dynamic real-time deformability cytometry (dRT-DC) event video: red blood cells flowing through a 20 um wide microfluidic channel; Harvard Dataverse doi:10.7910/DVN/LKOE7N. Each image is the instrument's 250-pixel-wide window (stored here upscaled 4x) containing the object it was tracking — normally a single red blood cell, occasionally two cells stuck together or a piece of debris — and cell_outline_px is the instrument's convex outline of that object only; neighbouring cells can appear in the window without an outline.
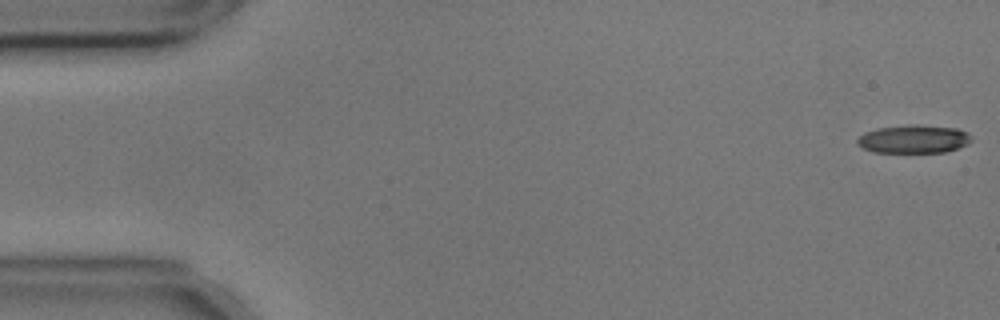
{"species": "common noctule bat (a hibernating species)", "species_latin": "Nyctalus noctula", "temperature_condition": "cold", "stored_images_in_passage": 48, "camera_frame_rate_fps": 3000, "um_per_image_px": 0.085, "animal": {"sex": "male", "body_mass_g": 17.9, "forearm_length_mm": 54.2}, "frame": {"image": 1, "passage_image": 1, "time_ms": 0.0, "image_size_px": [1000, 320], "cell_outline_px": [[972, 140], [968, 144], [944, 152], [872, 152], [856, 144], [856, 140], [864, 132], [876, 128], [908, 124], [916, 124], [956, 128], [968, 132], [972, 136]], "centroid_in_image_um": [77.65, 11.81], "position_along_channel_um": 7.3, "area_um2": 18.96}}
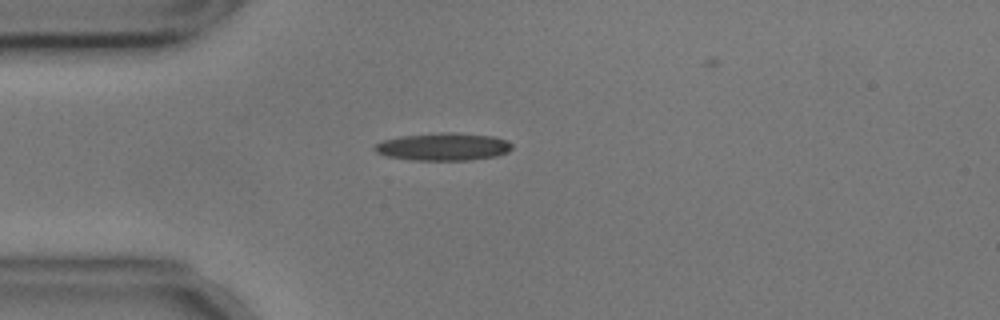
{"frame": {"image": 2, "passage_image": 14, "time_ms": 4.333, "image_size_px": [1000, 320], "cell_outline_px": [[512, 148], [508, 152], [496, 156], [468, 160], [412, 160], [384, 156], [376, 152], [372, 148], [380, 140], [400, 136], [440, 132], [452, 132], [492, 136], [508, 140], [512, 144]], "centroid_in_image_um": [37.64, 12.47], "position_along_channel_um": 47.4, "area_um2": 22.37}}
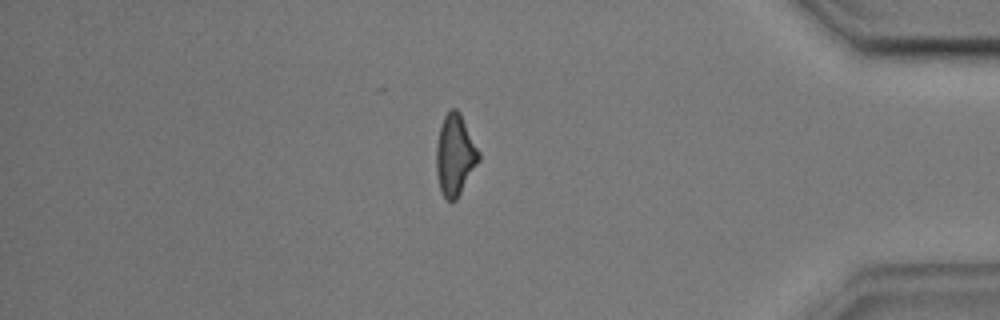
{"frame": {"image": 3, "passage_image": 47, "time_ms": 15.333, "image_size_px": [1000, 320], "cell_outline_px": [[480, 160], [456, 200], [448, 200], [444, 196], [440, 188], [436, 172], [436, 144], [440, 128], [444, 116], [452, 108], [456, 108], [460, 112], [480, 152]], "centroid_in_image_um": [38.68, 13.16], "position_along_channel_um": 396.5, "area_um2": 19.94}}